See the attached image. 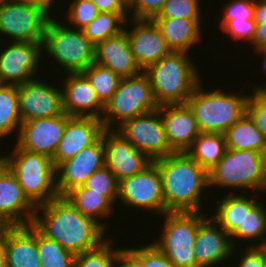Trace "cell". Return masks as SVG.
<instances>
[{"label":"cell","instance_id":"1","mask_svg":"<svg viewBox=\"0 0 266 267\" xmlns=\"http://www.w3.org/2000/svg\"><path fill=\"white\" fill-rule=\"evenodd\" d=\"M32 225L75 255L94 250L107 240L104 238L107 232L81 214L64 196L37 206Z\"/></svg>","mask_w":266,"mask_h":267},{"label":"cell","instance_id":"2","mask_svg":"<svg viewBox=\"0 0 266 267\" xmlns=\"http://www.w3.org/2000/svg\"><path fill=\"white\" fill-rule=\"evenodd\" d=\"M162 179V192L168 212H202L203 193L209 188L208 172L186 152L154 160Z\"/></svg>","mask_w":266,"mask_h":267},{"label":"cell","instance_id":"3","mask_svg":"<svg viewBox=\"0 0 266 267\" xmlns=\"http://www.w3.org/2000/svg\"><path fill=\"white\" fill-rule=\"evenodd\" d=\"M187 52H174L150 65L148 75L152 92L159 106L184 104L203 81L200 72Z\"/></svg>","mask_w":266,"mask_h":267},{"label":"cell","instance_id":"4","mask_svg":"<svg viewBox=\"0 0 266 267\" xmlns=\"http://www.w3.org/2000/svg\"><path fill=\"white\" fill-rule=\"evenodd\" d=\"M248 96L220 88L205 91L200 82L186 104L195 116L200 133L224 134L246 113Z\"/></svg>","mask_w":266,"mask_h":267},{"label":"cell","instance_id":"5","mask_svg":"<svg viewBox=\"0 0 266 267\" xmlns=\"http://www.w3.org/2000/svg\"><path fill=\"white\" fill-rule=\"evenodd\" d=\"M0 160L15 175L25 195L36 207L59 197L56 168L49 156L25 151L15 144L10 154L0 155Z\"/></svg>","mask_w":266,"mask_h":267},{"label":"cell","instance_id":"6","mask_svg":"<svg viewBox=\"0 0 266 267\" xmlns=\"http://www.w3.org/2000/svg\"><path fill=\"white\" fill-rule=\"evenodd\" d=\"M209 186L249 189L266 193V155L254 150L227 149L221 160L208 172Z\"/></svg>","mask_w":266,"mask_h":267},{"label":"cell","instance_id":"7","mask_svg":"<svg viewBox=\"0 0 266 267\" xmlns=\"http://www.w3.org/2000/svg\"><path fill=\"white\" fill-rule=\"evenodd\" d=\"M57 18V20H56ZM51 17L47 23L42 50L52 61L67 73H82L94 63L95 45L83 34L81 29L68 27V22H60Z\"/></svg>","mask_w":266,"mask_h":267},{"label":"cell","instance_id":"8","mask_svg":"<svg viewBox=\"0 0 266 267\" xmlns=\"http://www.w3.org/2000/svg\"><path fill=\"white\" fill-rule=\"evenodd\" d=\"M157 109L159 105L155 101L150 79L142 71L138 75L121 78L117 90L104 105L101 120L104 129L114 130L126 120Z\"/></svg>","mask_w":266,"mask_h":267},{"label":"cell","instance_id":"9","mask_svg":"<svg viewBox=\"0 0 266 267\" xmlns=\"http://www.w3.org/2000/svg\"><path fill=\"white\" fill-rule=\"evenodd\" d=\"M203 212H167L163 216L161 234L154 244L175 267H198L195 238L199 224L206 218Z\"/></svg>","mask_w":266,"mask_h":267},{"label":"cell","instance_id":"10","mask_svg":"<svg viewBox=\"0 0 266 267\" xmlns=\"http://www.w3.org/2000/svg\"><path fill=\"white\" fill-rule=\"evenodd\" d=\"M118 200L127 207L153 211L160 217L167 213L158 165L153 161L143 171L120 180Z\"/></svg>","mask_w":266,"mask_h":267},{"label":"cell","instance_id":"11","mask_svg":"<svg viewBox=\"0 0 266 267\" xmlns=\"http://www.w3.org/2000/svg\"><path fill=\"white\" fill-rule=\"evenodd\" d=\"M115 131L152 161L175 153L168 144L158 109L126 120Z\"/></svg>","mask_w":266,"mask_h":267},{"label":"cell","instance_id":"12","mask_svg":"<svg viewBox=\"0 0 266 267\" xmlns=\"http://www.w3.org/2000/svg\"><path fill=\"white\" fill-rule=\"evenodd\" d=\"M51 17L42 9L9 0L0 9V35L9 41L43 42Z\"/></svg>","mask_w":266,"mask_h":267},{"label":"cell","instance_id":"13","mask_svg":"<svg viewBox=\"0 0 266 267\" xmlns=\"http://www.w3.org/2000/svg\"><path fill=\"white\" fill-rule=\"evenodd\" d=\"M43 42L11 41L0 53V84L21 85L37 78ZM6 47V48H5Z\"/></svg>","mask_w":266,"mask_h":267},{"label":"cell","instance_id":"14","mask_svg":"<svg viewBox=\"0 0 266 267\" xmlns=\"http://www.w3.org/2000/svg\"><path fill=\"white\" fill-rule=\"evenodd\" d=\"M33 78L18 85V105L22 122L56 117L63 113L62 90Z\"/></svg>","mask_w":266,"mask_h":267},{"label":"cell","instance_id":"15","mask_svg":"<svg viewBox=\"0 0 266 267\" xmlns=\"http://www.w3.org/2000/svg\"><path fill=\"white\" fill-rule=\"evenodd\" d=\"M105 166L104 131L91 146L83 148L73 158L60 163L56 169V189L64 196L75 187L83 185L88 177Z\"/></svg>","mask_w":266,"mask_h":267},{"label":"cell","instance_id":"16","mask_svg":"<svg viewBox=\"0 0 266 267\" xmlns=\"http://www.w3.org/2000/svg\"><path fill=\"white\" fill-rule=\"evenodd\" d=\"M71 116L37 118L22 122L15 144L28 152L53 157Z\"/></svg>","mask_w":266,"mask_h":267},{"label":"cell","instance_id":"17","mask_svg":"<svg viewBox=\"0 0 266 267\" xmlns=\"http://www.w3.org/2000/svg\"><path fill=\"white\" fill-rule=\"evenodd\" d=\"M133 25L130 30L126 21L124 31L137 65L145 71L150 65L156 63L172 51L168 47L160 29L149 19H129ZM129 29V30H128Z\"/></svg>","mask_w":266,"mask_h":267},{"label":"cell","instance_id":"18","mask_svg":"<svg viewBox=\"0 0 266 267\" xmlns=\"http://www.w3.org/2000/svg\"><path fill=\"white\" fill-rule=\"evenodd\" d=\"M36 206L25 195L11 170L0 160V223L32 224Z\"/></svg>","mask_w":266,"mask_h":267},{"label":"cell","instance_id":"19","mask_svg":"<svg viewBox=\"0 0 266 267\" xmlns=\"http://www.w3.org/2000/svg\"><path fill=\"white\" fill-rule=\"evenodd\" d=\"M105 166L118 181L143 171L153 161L115 130H104Z\"/></svg>","mask_w":266,"mask_h":267},{"label":"cell","instance_id":"20","mask_svg":"<svg viewBox=\"0 0 266 267\" xmlns=\"http://www.w3.org/2000/svg\"><path fill=\"white\" fill-rule=\"evenodd\" d=\"M194 250L198 267L220 265L237 252L230 235L208 216L199 224Z\"/></svg>","mask_w":266,"mask_h":267},{"label":"cell","instance_id":"21","mask_svg":"<svg viewBox=\"0 0 266 267\" xmlns=\"http://www.w3.org/2000/svg\"><path fill=\"white\" fill-rule=\"evenodd\" d=\"M102 120L95 117L71 116L52 157L54 167L73 158L83 148L94 144L104 131Z\"/></svg>","mask_w":266,"mask_h":267},{"label":"cell","instance_id":"22","mask_svg":"<svg viewBox=\"0 0 266 267\" xmlns=\"http://www.w3.org/2000/svg\"><path fill=\"white\" fill-rule=\"evenodd\" d=\"M62 107L69 116L95 117L101 119L104 104L82 73H67L63 79Z\"/></svg>","mask_w":266,"mask_h":267},{"label":"cell","instance_id":"23","mask_svg":"<svg viewBox=\"0 0 266 267\" xmlns=\"http://www.w3.org/2000/svg\"><path fill=\"white\" fill-rule=\"evenodd\" d=\"M161 118L170 148L175 152H186L200 131L195 116L186 103L159 106Z\"/></svg>","mask_w":266,"mask_h":267},{"label":"cell","instance_id":"24","mask_svg":"<svg viewBox=\"0 0 266 267\" xmlns=\"http://www.w3.org/2000/svg\"><path fill=\"white\" fill-rule=\"evenodd\" d=\"M3 251L7 267H42L37 249V229L32 224H5Z\"/></svg>","mask_w":266,"mask_h":267},{"label":"cell","instance_id":"25","mask_svg":"<svg viewBox=\"0 0 266 267\" xmlns=\"http://www.w3.org/2000/svg\"><path fill=\"white\" fill-rule=\"evenodd\" d=\"M94 63L111 69L121 78L142 72L134 59L125 31L95 45Z\"/></svg>","mask_w":266,"mask_h":267},{"label":"cell","instance_id":"26","mask_svg":"<svg viewBox=\"0 0 266 267\" xmlns=\"http://www.w3.org/2000/svg\"><path fill=\"white\" fill-rule=\"evenodd\" d=\"M168 47L174 52L190 53L191 47L201 40L203 35L201 19L153 18Z\"/></svg>","mask_w":266,"mask_h":267},{"label":"cell","instance_id":"27","mask_svg":"<svg viewBox=\"0 0 266 267\" xmlns=\"http://www.w3.org/2000/svg\"><path fill=\"white\" fill-rule=\"evenodd\" d=\"M244 193L246 194V191L235 194L229 192L222 199H215L218 204L214 208V214H209V217L230 235L235 248L238 246L235 242L243 240Z\"/></svg>","mask_w":266,"mask_h":267},{"label":"cell","instance_id":"28","mask_svg":"<svg viewBox=\"0 0 266 267\" xmlns=\"http://www.w3.org/2000/svg\"><path fill=\"white\" fill-rule=\"evenodd\" d=\"M64 197L71 203L81 214L93 219L106 232L109 227L107 221L101 222V218L110 217L114 213V205L102 196V193L90 192L83 185L70 190Z\"/></svg>","mask_w":266,"mask_h":267},{"label":"cell","instance_id":"29","mask_svg":"<svg viewBox=\"0 0 266 267\" xmlns=\"http://www.w3.org/2000/svg\"><path fill=\"white\" fill-rule=\"evenodd\" d=\"M224 136L227 149L254 150L266 155V139L247 112L224 133Z\"/></svg>","mask_w":266,"mask_h":267},{"label":"cell","instance_id":"30","mask_svg":"<svg viewBox=\"0 0 266 267\" xmlns=\"http://www.w3.org/2000/svg\"><path fill=\"white\" fill-rule=\"evenodd\" d=\"M227 150L222 133H200L186 153L209 172L224 156Z\"/></svg>","mask_w":266,"mask_h":267},{"label":"cell","instance_id":"31","mask_svg":"<svg viewBox=\"0 0 266 267\" xmlns=\"http://www.w3.org/2000/svg\"><path fill=\"white\" fill-rule=\"evenodd\" d=\"M255 196L244 193L243 241H257L247 246H259L266 235V207ZM258 243V244H256Z\"/></svg>","mask_w":266,"mask_h":267},{"label":"cell","instance_id":"32","mask_svg":"<svg viewBox=\"0 0 266 267\" xmlns=\"http://www.w3.org/2000/svg\"><path fill=\"white\" fill-rule=\"evenodd\" d=\"M129 13L99 12V14L81 30L96 45L124 31Z\"/></svg>","mask_w":266,"mask_h":267},{"label":"cell","instance_id":"33","mask_svg":"<svg viewBox=\"0 0 266 267\" xmlns=\"http://www.w3.org/2000/svg\"><path fill=\"white\" fill-rule=\"evenodd\" d=\"M21 124L18 86L0 84V140L16 131H18L15 133L17 135Z\"/></svg>","mask_w":266,"mask_h":267},{"label":"cell","instance_id":"34","mask_svg":"<svg viewBox=\"0 0 266 267\" xmlns=\"http://www.w3.org/2000/svg\"><path fill=\"white\" fill-rule=\"evenodd\" d=\"M82 74L94 88L99 100L105 105L117 90L121 77L111 69L96 63L89 65Z\"/></svg>","mask_w":266,"mask_h":267},{"label":"cell","instance_id":"35","mask_svg":"<svg viewBox=\"0 0 266 267\" xmlns=\"http://www.w3.org/2000/svg\"><path fill=\"white\" fill-rule=\"evenodd\" d=\"M37 249L42 267H73L75 254L37 230Z\"/></svg>","mask_w":266,"mask_h":267},{"label":"cell","instance_id":"36","mask_svg":"<svg viewBox=\"0 0 266 267\" xmlns=\"http://www.w3.org/2000/svg\"><path fill=\"white\" fill-rule=\"evenodd\" d=\"M112 238H107L98 248L77 254L73 267H115L118 249L113 248Z\"/></svg>","mask_w":266,"mask_h":267},{"label":"cell","instance_id":"37","mask_svg":"<svg viewBox=\"0 0 266 267\" xmlns=\"http://www.w3.org/2000/svg\"><path fill=\"white\" fill-rule=\"evenodd\" d=\"M83 186L90 192L102 193L113 205L118 201L119 181L106 166L91 174Z\"/></svg>","mask_w":266,"mask_h":267},{"label":"cell","instance_id":"38","mask_svg":"<svg viewBox=\"0 0 266 267\" xmlns=\"http://www.w3.org/2000/svg\"><path fill=\"white\" fill-rule=\"evenodd\" d=\"M200 0H167L154 18L201 19Z\"/></svg>","mask_w":266,"mask_h":267},{"label":"cell","instance_id":"39","mask_svg":"<svg viewBox=\"0 0 266 267\" xmlns=\"http://www.w3.org/2000/svg\"><path fill=\"white\" fill-rule=\"evenodd\" d=\"M67 11V16H64V18L68 20L69 27L75 26L73 27L75 29H82L99 14V10L93 1L87 0H72Z\"/></svg>","mask_w":266,"mask_h":267},{"label":"cell","instance_id":"40","mask_svg":"<svg viewBox=\"0 0 266 267\" xmlns=\"http://www.w3.org/2000/svg\"><path fill=\"white\" fill-rule=\"evenodd\" d=\"M254 3L255 0H230L225 3L223 17L220 20L219 28H221L228 20L235 21L254 19Z\"/></svg>","mask_w":266,"mask_h":267},{"label":"cell","instance_id":"41","mask_svg":"<svg viewBox=\"0 0 266 267\" xmlns=\"http://www.w3.org/2000/svg\"><path fill=\"white\" fill-rule=\"evenodd\" d=\"M246 112L266 139V94L255 91L249 93Z\"/></svg>","mask_w":266,"mask_h":267},{"label":"cell","instance_id":"42","mask_svg":"<svg viewBox=\"0 0 266 267\" xmlns=\"http://www.w3.org/2000/svg\"><path fill=\"white\" fill-rule=\"evenodd\" d=\"M256 22L254 19L235 21V19L228 20L221 28L222 33L234 40H244L252 44L256 33Z\"/></svg>","mask_w":266,"mask_h":267},{"label":"cell","instance_id":"43","mask_svg":"<svg viewBox=\"0 0 266 267\" xmlns=\"http://www.w3.org/2000/svg\"><path fill=\"white\" fill-rule=\"evenodd\" d=\"M167 0H128V12L133 11L131 19L152 20L159 14Z\"/></svg>","mask_w":266,"mask_h":267},{"label":"cell","instance_id":"44","mask_svg":"<svg viewBox=\"0 0 266 267\" xmlns=\"http://www.w3.org/2000/svg\"><path fill=\"white\" fill-rule=\"evenodd\" d=\"M130 249L143 261L144 267H175L152 243Z\"/></svg>","mask_w":266,"mask_h":267},{"label":"cell","instance_id":"45","mask_svg":"<svg viewBox=\"0 0 266 267\" xmlns=\"http://www.w3.org/2000/svg\"><path fill=\"white\" fill-rule=\"evenodd\" d=\"M237 267H264L266 259L263 251L258 246H246Z\"/></svg>","mask_w":266,"mask_h":267},{"label":"cell","instance_id":"46","mask_svg":"<svg viewBox=\"0 0 266 267\" xmlns=\"http://www.w3.org/2000/svg\"><path fill=\"white\" fill-rule=\"evenodd\" d=\"M115 267H144V265L143 261L130 248L123 247L118 249Z\"/></svg>","mask_w":266,"mask_h":267},{"label":"cell","instance_id":"47","mask_svg":"<svg viewBox=\"0 0 266 267\" xmlns=\"http://www.w3.org/2000/svg\"><path fill=\"white\" fill-rule=\"evenodd\" d=\"M99 12L129 13L126 0H93Z\"/></svg>","mask_w":266,"mask_h":267},{"label":"cell","instance_id":"48","mask_svg":"<svg viewBox=\"0 0 266 267\" xmlns=\"http://www.w3.org/2000/svg\"><path fill=\"white\" fill-rule=\"evenodd\" d=\"M256 33L252 41L253 51L266 49V22H256Z\"/></svg>","mask_w":266,"mask_h":267},{"label":"cell","instance_id":"49","mask_svg":"<svg viewBox=\"0 0 266 267\" xmlns=\"http://www.w3.org/2000/svg\"><path fill=\"white\" fill-rule=\"evenodd\" d=\"M11 1L40 8L44 12H46L50 17L54 16L52 15L53 13H50L51 11L53 12L51 8L54 9V7H52V5L54 4V0H11Z\"/></svg>","mask_w":266,"mask_h":267},{"label":"cell","instance_id":"50","mask_svg":"<svg viewBox=\"0 0 266 267\" xmlns=\"http://www.w3.org/2000/svg\"><path fill=\"white\" fill-rule=\"evenodd\" d=\"M254 20L255 22H266V0H255Z\"/></svg>","mask_w":266,"mask_h":267},{"label":"cell","instance_id":"51","mask_svg":"<svg viewBox=\"0 0 266 267\" xmlns=\"http://www.w3.org/2000/svg\"><path fill=\"white\" fill-rule=\"evenodd\" d=\"M254 53L259 54L264 58V60H262L264 62L262 67H264L263 69L264 71H266V49H259V50L254 51ZM265 90H266V84L264 83L263 85H260V86L258 85L257 88L253 87V90L251 91L264 92Z\"/></svg>","mask_w":266,"mask_h":267},{"label":"cell","instance_id":"52","mask_svg":"<svg viewBox=\"0 0 266 267\" xmlns=\"http://www.w3.org/2000/svg\"><path fill=\"white\" fill-rule=\"evenodd\" d=\"M4 238H5V224L0 223V251L3 249Z\"/></svg>","mask_w":266,"mask_h":267},{"label":"cell","instance_id":"53","mask_svg":"<svg viewBox=\"0 0 266 267\" xmlns=\"http://www.w3.org/2000/svg\"><path fill=\"white\" fill-rule=\"evenodd\" d=\"M0 267H7L6 258L3 249L0 251Z\"/></svg>","mask_w":266,"mask_h":267},{"label":"cell","instance_id":"54","mask_svg":"<svg viewBox=\"0 0 266 267\" xmlns=\"http://www.w3.org/2000/svg\"><path fill=\"white\" fill-rule=\"evenodd\" d=\"M258 247L263 251L266 259V235L264 236L262 243Z\"/></svg>","mask_w":266,"mask_h":267},{"label":"cell","instance_id":"55","mask_svg":"<svg viewBox=\"0 0 266 267\" xmlns=\"http://www.w3.org/2000/svg\"><path fill=\"white\" fill-rule=\"evenodd\" d=\"M9 0H0V9L8 2Z\"/></svg>","mask_w":266,"mask_h":267}]
</instances>
